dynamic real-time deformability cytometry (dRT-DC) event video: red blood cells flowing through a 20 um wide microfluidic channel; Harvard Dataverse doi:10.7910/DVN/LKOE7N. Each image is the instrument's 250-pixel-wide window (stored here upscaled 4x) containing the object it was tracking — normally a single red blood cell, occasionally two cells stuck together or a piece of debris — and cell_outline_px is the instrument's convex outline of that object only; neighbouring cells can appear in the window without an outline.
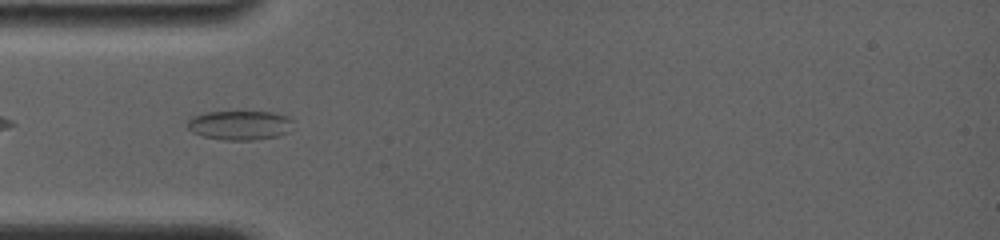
{"species": "common noctule bat (a hibernating species)", "species_latin": "Nyctalus noctula", "temperature_condition": "room temperature", "stored_images_in_passage": 6, "camera_frame_rate_fps": 4000, "um_per_image_px": 0.085, "animal": {"sex": "female", "body_mass_g": 19.0, "forearm_length_mm": 56.7}, "frame": {"image": 1, "passage_image": 1, "time_ms": 0.0, "image_size_px": [1000, 240], "cell_outline_px": [[292, 120], [288, 132], [276, 136], [252, 140], [224, 140], [204, 136], [192, 132], [188, 128], [188, 120], [192, 116], [204, 112], [272, 112], [288, 116]], "centroid_in_image_um": [20.36, 10.64], "position_along_channel_um": 64.6, "area_um2": 17.92}}
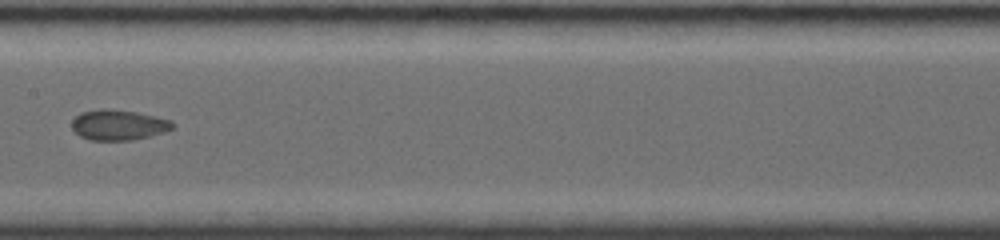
{"frame": {"image": 2, "passage_image": 4, "time_ms": 3.5, "image_size_px": [1000, 240], "cell_outline_px": [[176, 124], [172, 128], [164, 132], [132, 140], [88, 140], [80, 136], [72, 128], [72, 120], [80, 112], [108, 108], [136, 112], [156, 116], [172, 120]], "centroid_in_image_um": [10.08, 10.61], "position_along_channel_um": 197.3, "area_um2": 17.86}}
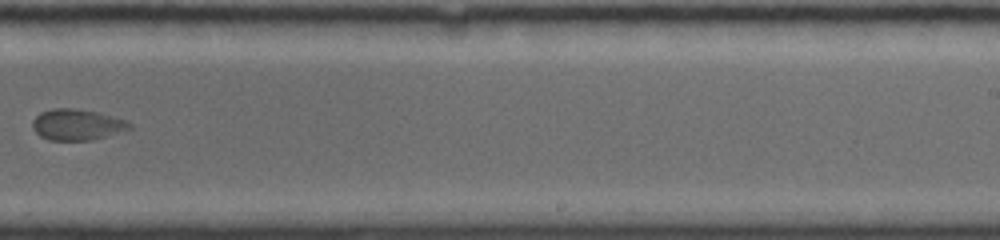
{"frame": {"image": 3, "passage_image": 6, "time_ms": 5.75, "image_size_px": [1000, 240], "cell_outline_px": [[132, 128], [92, 140], [48, 140], [40, 136], [32, 128], [32, 120], [40, 112], [52, 108], [76, 108], [96, 112], [128, 120], [132, 124]], "centroid_in_image_um": [6.53, 10.59], "position_along_channel_um": 282.5, "area_um2": 17.63}}